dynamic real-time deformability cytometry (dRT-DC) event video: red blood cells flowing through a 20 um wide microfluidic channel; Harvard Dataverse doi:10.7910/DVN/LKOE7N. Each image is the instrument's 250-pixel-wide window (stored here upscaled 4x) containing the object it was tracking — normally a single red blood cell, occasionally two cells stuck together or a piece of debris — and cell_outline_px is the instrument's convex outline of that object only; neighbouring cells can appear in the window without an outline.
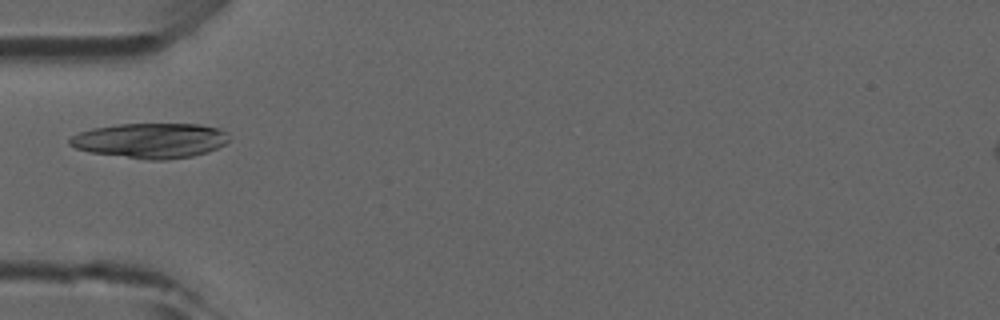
{"species": "common noctule bat (a hibernating species)", "species_latin": "Nyctalus noctula", "temperature_condition": "room temperature", "stored_images_in_passage": 33, "camera_frame_rate_fps": 3000, "um_per_image_px": 0.085, "animal": {"sex": "male", "forearm_length_mm": 52.5}, "frame": {"image": 1, "passage_image": 1, "time_ms": 0.0, "image_size_px": [1000, 320], "cell_outline_px": [[228, 140], [224, 144], [208, 152], [192, 156], [164, 160], [152, 160], [88, 152], [76, 148], [68, 144], [68, 140], [72, 136], [80, 132], [92, 128], [120, 124], [200, 124], [220, 128], [228, 136]], "centroid_in_image_um": [12.77, 11.94], "position_along_channel_um": 72.2, "area_um2": 32.43}}
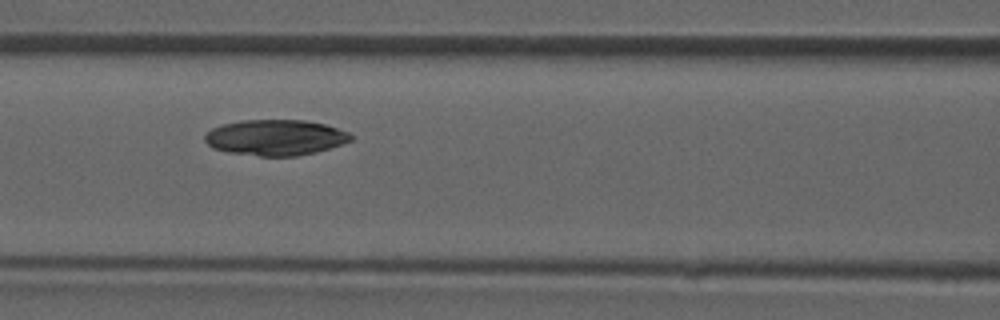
{"frame": {"image": 2, "passage_image": 6, "time_ms": 1.667, "image_size_px": [1000, 320], "cell_outline_px": [[352, 140], [316, 152], [296, 156], [260, 156], [228, 152], [212, 148], [204, 140], [204, 136], [212, 128], [220, 124], [240, 120], [304, 120], [324, 124], [348, 132], [352, 136]], "centroid_in_image_um": [23.37, 11.68], "position_along_channel_um": 143.2, "area_um2": 30.35}}